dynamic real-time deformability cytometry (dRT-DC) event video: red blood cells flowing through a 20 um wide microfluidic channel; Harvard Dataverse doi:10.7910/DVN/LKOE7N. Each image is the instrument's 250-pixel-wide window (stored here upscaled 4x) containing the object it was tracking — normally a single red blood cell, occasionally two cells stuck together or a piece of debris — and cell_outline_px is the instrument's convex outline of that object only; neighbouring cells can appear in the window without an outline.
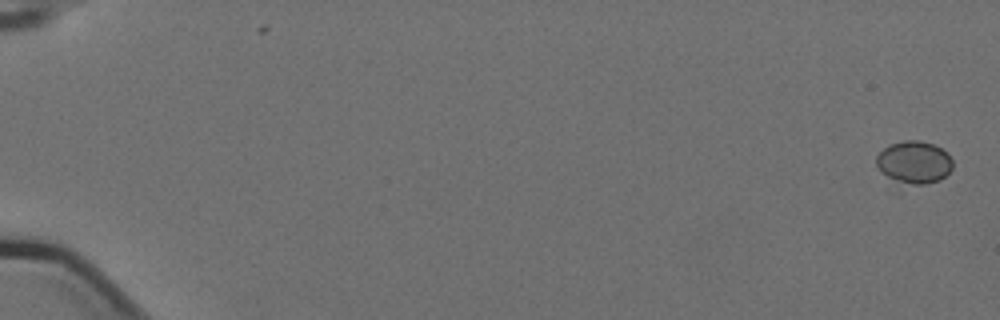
{"species": "Egyptian fruit bat (a non-hibernating species)", "species_latin": "Rousettus aegyptiacus", "temperature_condition": "cold", "stored_images_in_passage": 4, "camera_frame_rate_fps": 3000, "um_per_image_px": 0.085, "animal": {"sex": "female"}, "frame": {"image": 1, "passage_image": 1, "time_ms": 0.0, "image_size_px": [1000, 320], "cell_outline_px": [[952, 168], [940, 180], [924, 184], [912, 184], [896, 180], [880, 172], [876, 164], [876, 156], [888, 144], [904, 140], [920, 140], [932, 144], [948, 152], [952, 160]], "centroid_in_image_um": [77.69, 13.76], "position_along_channel_um": 7.3, "area_um2": 18.79}}